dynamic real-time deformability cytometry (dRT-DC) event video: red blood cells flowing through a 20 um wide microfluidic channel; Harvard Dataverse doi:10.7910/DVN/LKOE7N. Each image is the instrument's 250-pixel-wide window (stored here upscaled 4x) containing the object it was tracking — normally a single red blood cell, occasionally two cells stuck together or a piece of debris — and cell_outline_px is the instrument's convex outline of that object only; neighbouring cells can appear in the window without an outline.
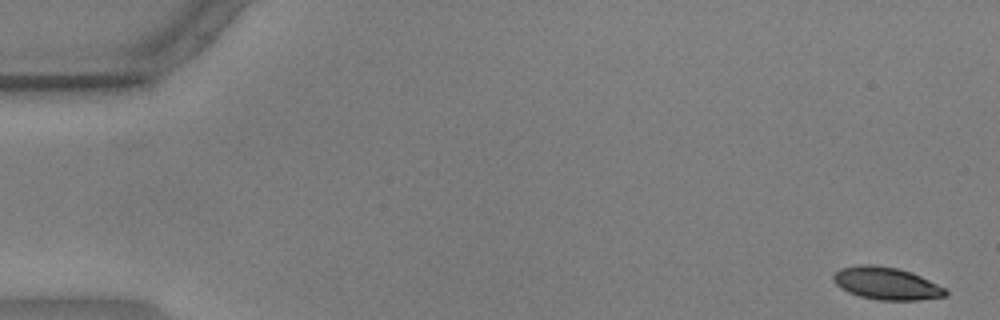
{"species": "common noctule bat (a hibernating species)", "species_latin": "Nyctalus noctula", "temperature_condition": "warm", "stored_images_in_passage": 11, "camera_frame_rate_fps": 3000, "um_per_image_px": 0.085, "animal": {"sex": "male", "body_mass_g": 17.9, "forearm_length_mm": 54.2}, "frame": {"image": 1, "passage_image": 1, "time_ms": 0.0, "image_size_px": [1000, 320], "cell_outline_px": [[948, 296], [916, 300], [876, 300], [860, 296], [848, 292], [840, 288], [832, 280], [832, 276], [840, 268], [860, 264], [872, 264], [896, 268], [912, 272], [948, 288]], "centroid_in_image_um": [75.37, 24.09], "position_along_channel_um": 9.6, "area_um2": 21.5}}